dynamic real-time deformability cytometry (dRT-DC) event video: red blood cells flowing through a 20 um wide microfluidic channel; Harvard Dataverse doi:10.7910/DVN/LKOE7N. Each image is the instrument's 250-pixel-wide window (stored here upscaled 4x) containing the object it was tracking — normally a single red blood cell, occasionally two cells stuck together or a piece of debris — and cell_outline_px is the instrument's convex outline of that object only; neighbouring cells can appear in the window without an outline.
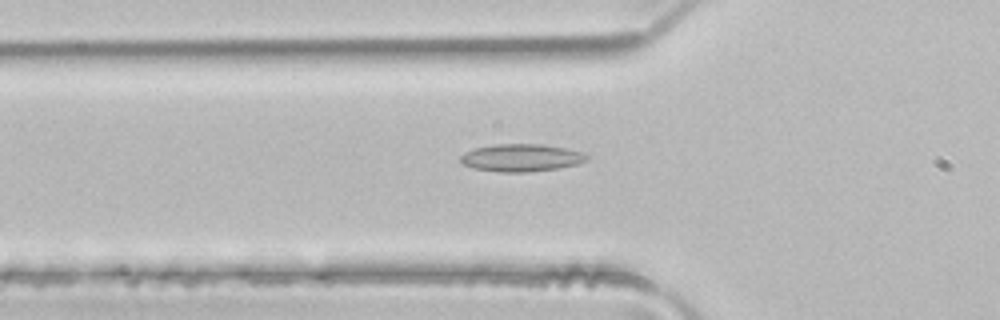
{"species": "common noctule bat (a hibernating species)", "species_latin": "Nyctalus noctula", "temperature_condition": "room temperature", "stored_images_in_passage": 35, "camera_frame_rate_fps": 3000, "um_per_image_px": 0.085, "animal": {"sex": "male", "body_mass_g": 21.5, "forearm_length_mm": 52.0}, "frame": {"image": 1, "passage_image": 3, "time_ms": 0.667, "image_size_px": [1000, 320], "cell_outline_px": [[588, 160], [576, 164], [556, 168], [528, 172], [500, 172], [472, 168], [460, 164], [460, 156], [464, 152], [476, 148], [496, 144], [540, 144], [564, 148], [584, 152], [588, 156]], "centroid_in_image_um": [44.27, 13.41], "position_along_channel_um": 81.5, "area_um2": 20.23}}
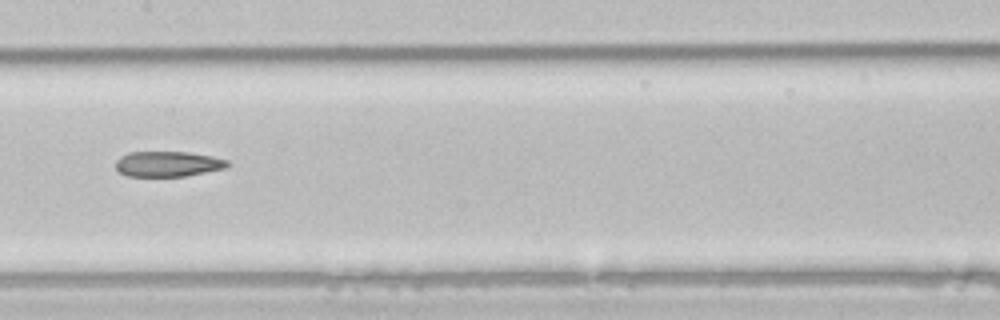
{"frame": {"image": 2, "passage_image": 11, "time_ms": 3.333, "image_size_px": [1000, 320], "cell_outline_px": [[228, 168], [184, 176], [128, 176], [120, 172], [116, 168], [116, 160], [120, 156], [128, 152], [188, 152], [212, 156], [228, 160]], "centroid_in_image_um": [14.27, 13.93], "position_along_channel_um": 193.1, "area_um2": 16.53}}
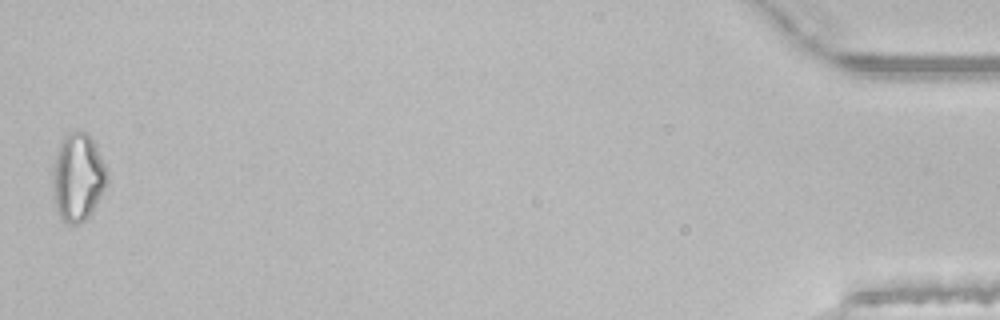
{"frame": {"image": 3, "passage_image": 35, "time_ms": 11.333, "image_size_px": [1000, 320], "cell_outline_px": [[108, 180], [92, 212], [84, 220], [76, 224], [68, 224], [60, 216], [56, 208], [56, 160], [60, 140], [64, 132], [84, 132], [92, 140], [108, 172]], "centroid_in_image_um": [6.67, 15.05], "position_along_channel_um": 428.5, "area_um2": 26.53}, "authors_computed_cell_mechanics": {"area_um2": 17.9758, "velocity_mm_per_s": 4.1502, "shape_relaxation_time_tau1_ms": null, "shape_relaxation_time_tau2_ms": 8.0305, "deformation_change_tau1": null, "deformation_change_tau2": 0.1983}}